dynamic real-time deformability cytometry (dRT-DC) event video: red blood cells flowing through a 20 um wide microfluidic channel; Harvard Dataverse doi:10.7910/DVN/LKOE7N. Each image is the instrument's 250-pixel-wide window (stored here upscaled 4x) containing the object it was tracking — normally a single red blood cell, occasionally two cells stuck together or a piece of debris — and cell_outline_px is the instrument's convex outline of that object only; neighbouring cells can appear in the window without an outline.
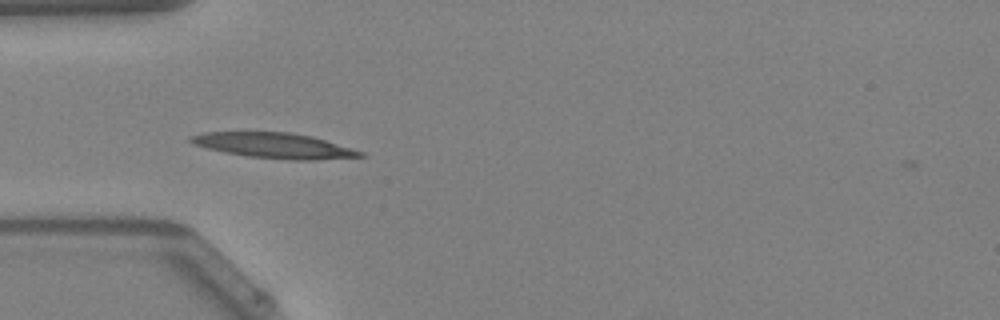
{"species": "Egyptian fruit bat (a non-hibernating species)", "species_latin": "Rousettus aegyptiacus", "temperature_condition": "warm", "stored_images_in_passage": 34, "camera_frame_rate_fps": 3000, "um_per_image_px": 0.085, "animal": {"sex": "female"}, "frame": {"image": 1, "passage_image": 1, "time_ms": 0.0, "image_size_px": [1000, 320], "cell_outline_px": [[368, 156], [316, 160], [288, 160], [248, 156], [224, 152], [192, 144], [188, 140], [188, 136], [204, 132], [288, 132], [312, 136], [352, 148], [364, 152]], "centroid_in_image_um": [23.31, 12.37], "position_along_channel_um": 61.7, "area_um2": 25.09}}